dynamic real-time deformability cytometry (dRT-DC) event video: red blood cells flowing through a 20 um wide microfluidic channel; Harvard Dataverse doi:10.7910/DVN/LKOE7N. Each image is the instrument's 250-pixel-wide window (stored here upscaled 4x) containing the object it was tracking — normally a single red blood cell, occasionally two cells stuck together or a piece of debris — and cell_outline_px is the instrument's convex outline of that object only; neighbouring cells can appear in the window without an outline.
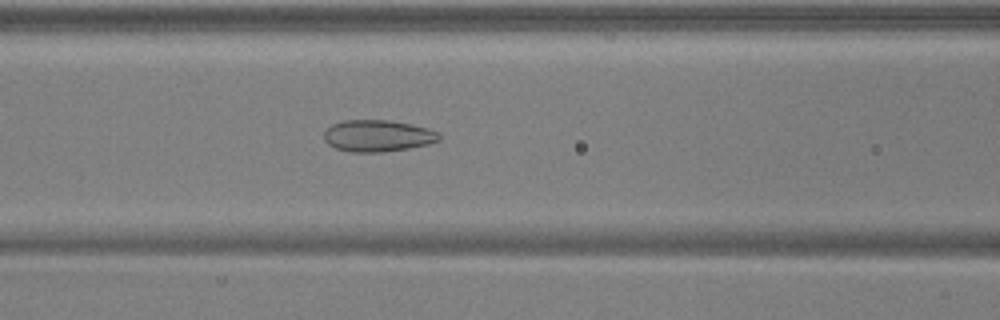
{"species": "common noctule bat (a hibernating species)", "species_latin": "Nyctalus noctula", "temperature_condition": "warm", "stored_images_in_passage": 51, "camera_frame_rate_fps": 3000, "um_per_image_px": 0.085, "animal": {"sex": "male", "body_mass_g": 17.9, "forearm_length_mm": 54.2}, "frame": {"image": 1, "passage_image": 22, "time_ms": 7.0, "image_size_px": [1000, 320], "cell_outline_px": [[440, 140], [428, 144], [408, 148], [384, 152], [348, 152], [336, 148], [328, 144], [324, 140], [324, 132], [332, 124], [344, 120], [392, 120], [412, 124], [428, 128], [440, 132]], "centroid_in_image_um": [32.12, 11.54], "position_along_channel_um": 134.5, "area_um2": 21.44}}
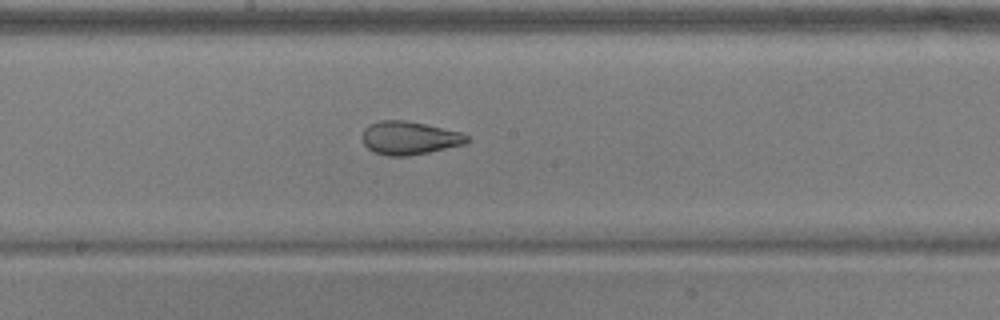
{"frame": {"image": 2, "passage_image": 28, "time_ms": 9.0, "image_size_px": [1000, 320], "cell_outline_px": [[468, 140], [464, 144], [428, 152], [408, 156], [388, 156], [376, 152], [368, 148], [364, 144], [364, 128], [368, 124], [380, 120], [404, 120], [424, 124], [460, 132], [468, 136]], "centroid_in_image_um": [34.77, 11.72], "position_along_channel_um": 213.4, "area_um2": 19.94}}
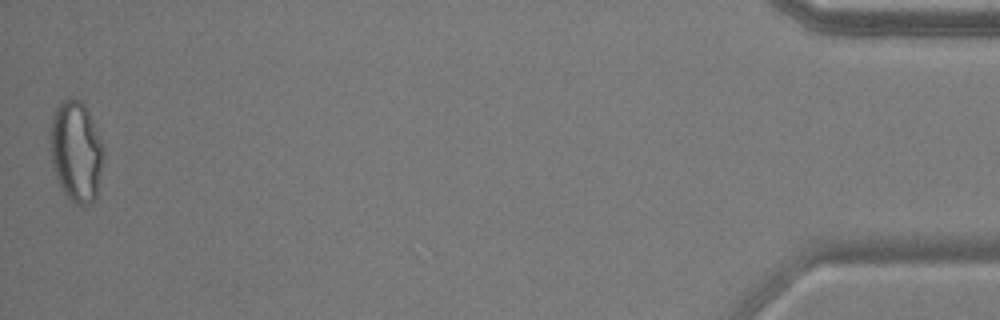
{"frame": {"image": 3, "passage_image": 51, "time_ms": 16.667, "image_size_px": [1000, 320], "cell_outline_px": [[104, 148], [96, 200], [88, 204], [72, 204], [60, 188], [52, 164], [48, 148], [48, 132], [52, 116], [60, 100], [68, 96], [72, 96], [80, 100], [84, 104], [104, 144]], "centroid_in_image_um": [6.42, 12.84], "position_along_channel_um": 428.8, "area_um2": 32.19}, "authors_computed_cell_mechanics": {"area_um2": 25.4898, "velocity_mm_per_s": 3.9408, "shape_relaxation_time_tau1_ms": 6.4414, "shape_relaxation_time_tau2_ms": 1.2809, "deformation_change_tau1": 0.1656, "deformation_change_tau2": 0.0897}}